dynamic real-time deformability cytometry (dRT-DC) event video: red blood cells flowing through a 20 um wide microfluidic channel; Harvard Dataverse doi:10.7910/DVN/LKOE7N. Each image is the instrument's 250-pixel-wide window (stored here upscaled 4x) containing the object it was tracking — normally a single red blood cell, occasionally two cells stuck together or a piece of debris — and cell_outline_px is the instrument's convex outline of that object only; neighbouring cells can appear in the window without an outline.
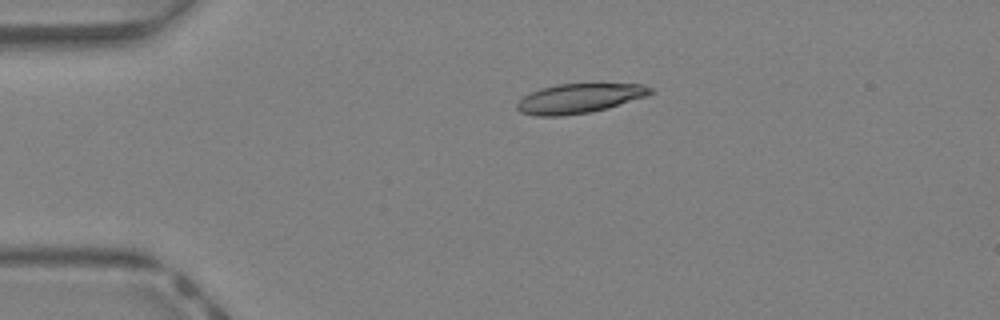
{"species": "Egyptian fruit bat (a non-hibernating species)", "species_latin": "Rousettus aegyptiacus", "temperature_condition": "warm", "stored_images_in_passage": 34, "camera_frame_rate_fps": 3000, "um_per_image_px": 0.085, "animal": {"sex": "female"}, "frame": {"image": 1, "passage_image": 1, "time_ms": 0.0, "image_size_px": [1000, 320], "cell_outline_px": [[656, 92], [648, 96], [604, 108], [588, 112], [560, 116], [536, 116], [520, 112], [516, 108], [516, 104], [524, 96], [540, 88], [556, 84], [644, 84], [652, 88]], "centroid_in_image_um": [49.24, 8.35], "position_along_channel_um": 35.8, "area_um2": 22.77}}
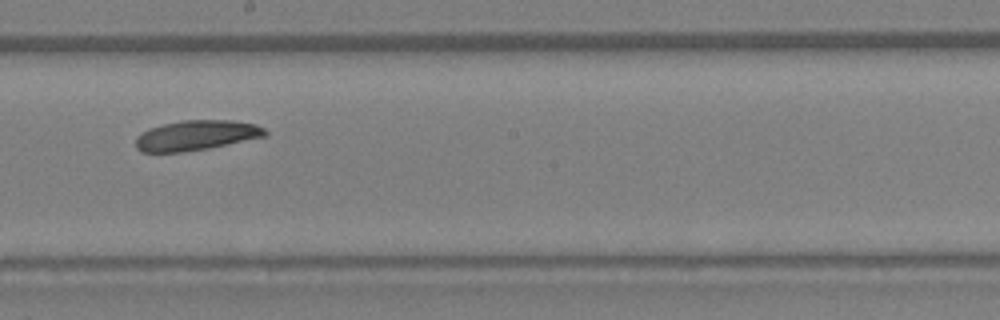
{"frame": {"image": 2, "passage_image": 16, "time_ms": 5.0, "image_size_px": [1000, 320], "cell_outline_px": [[268, 136], [208, 148], [184, 152], [140, 152], [136, 148], [136, 136], [148, 128], [164, 124], [184, 120], [232, 120], [256, 124], [264, 128], [268, 132]], "centroid_in_image_um": [16.69, 11.5], "position_along_channel_um": 231.5, "area_um2": 22.77}}
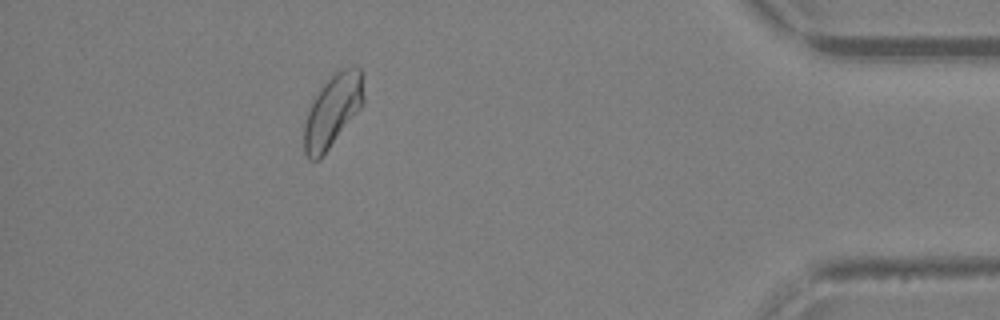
{"frame": {"image": 3, "passage_image": 30, "time_ms": 9.667, "image_size_px": [1000, 320], "cell_outline_px": [[364, 104], [320, 160], [308, 160], [304, 152], [304, 124], [308, 112], [320, 88], [336, 72], [344, 68], [356, 64], [360, 68], [364, 96]], "centroid_in_image_um": [28.28, 9.44], "position_along_channel_um": 406.9, "area_um2": 24.97}, "authors_computed_cell_mechanics": {"area_um2": 23.4668, "velocity_mm_per_s": 4.8036, "shape_relaxation_time_tau1_ms": 4.9654, "shape_relaxation_time_tau2_ms": null, "deformation_change_tau1": 0.1023, "deformation_change_tau2": null}}